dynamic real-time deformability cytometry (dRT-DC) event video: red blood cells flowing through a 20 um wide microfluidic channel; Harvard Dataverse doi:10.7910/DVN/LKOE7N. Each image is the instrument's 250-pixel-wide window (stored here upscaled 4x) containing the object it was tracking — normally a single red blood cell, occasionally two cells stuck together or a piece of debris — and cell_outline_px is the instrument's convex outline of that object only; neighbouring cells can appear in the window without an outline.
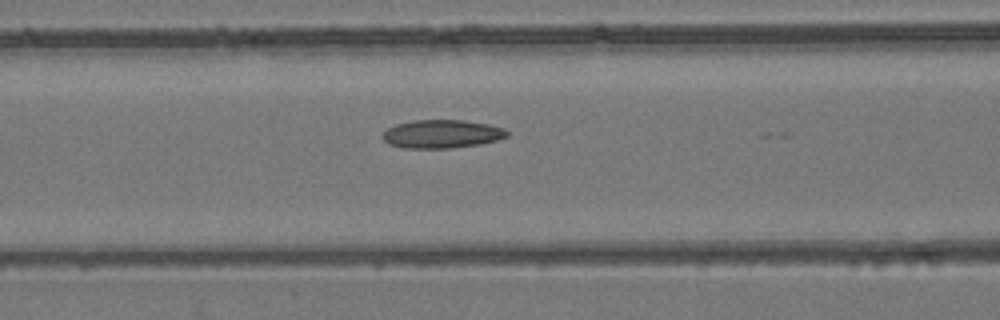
{"species": "common noctule bat (a hibernating species)", "species_latin": "Nyctalus noctula", "temperature_condition": "room temperature", "stored_images_in_passage": 17, "camera_frame_rate_fps": 3000, "um_per_image_px": 0.085, "animal": {"sex": "female", "body_mass_g": 24.6, "forearm_length_mm": 56.2}, "frame": {"image": 1, "passage_image": 14, "time_ms": 4.333, "image_size_px": [1000, 320], "cell_outline_px": [[508, 136], [496, 140], [480, 144], [452, 148], [404, 148], [388, 144], [380, 136], [388, 128], [396, 124], [416, 120], [464, 120], [488, 124], [504, 128], [508, 132]], "centroid_in_image_um": [37.54, 11.39], "position_along_channel_um": 129.1, "area_um2": 20.58}}